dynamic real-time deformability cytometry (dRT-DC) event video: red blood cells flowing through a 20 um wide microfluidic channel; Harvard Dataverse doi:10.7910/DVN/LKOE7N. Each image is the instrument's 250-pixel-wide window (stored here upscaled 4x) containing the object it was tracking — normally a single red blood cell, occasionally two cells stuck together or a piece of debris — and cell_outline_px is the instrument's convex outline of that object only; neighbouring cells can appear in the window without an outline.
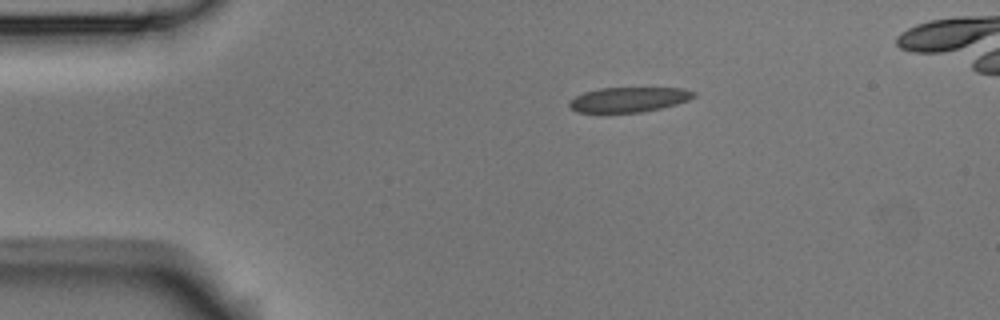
{"species": "Egyptian fruit bat (a non-hibernating species)", "species_latin": "Rousettus aegyptiacus", "temperature_condition": "room temperature", "stored_images_in_passage": 3, "camera_frame_rate_fps": 3000, "um_per_image_px": 0.085, "animal": {"sex": "male"}, "frame": {"image": 1, "passage_image": 1, "time_ms": 0.0, "image_size_px": [1000, 320], "cell_outline_px": [[696, 96], [688, 100], [676, 104], [660, 108], [640, 112], [576, 112], [568, 104], [568, 100], [584, 92], [600, 88], [684, 88], [696, 92]], "centroid_in_image_um": [53.45, 8.45], "position_along_channel_um": 31.6, "area_um2": 17.98}}